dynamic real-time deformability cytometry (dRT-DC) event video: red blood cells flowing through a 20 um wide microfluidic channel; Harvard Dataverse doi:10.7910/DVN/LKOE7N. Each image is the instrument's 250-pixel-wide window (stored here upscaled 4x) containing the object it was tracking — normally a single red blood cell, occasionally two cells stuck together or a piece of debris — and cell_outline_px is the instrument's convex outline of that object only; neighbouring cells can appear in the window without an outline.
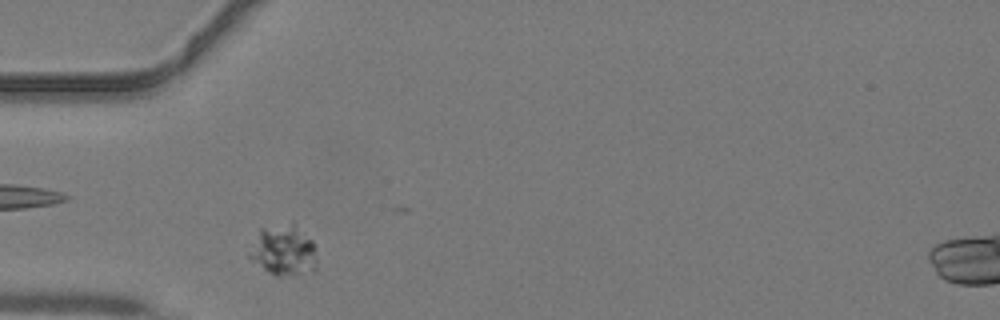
{"species": "common noctule bat (a hibernating species)", "species_latin": "Nyctalus noctula", "temperature_condition": "warm", "stored_images_in_passage": 33, "camera_frame_rate_fps": 3000, "um_per_image_px": 0.085, "animal": {"sex": "male", "body_mass_g": 19.2, "forearm_length_mm": 51.8}, "frame": {"image": 1, "passage_image": 1, "time_ms": 0.0, "image_size_px": [1000, 320], "cell_outline_px": [[316, 268], [296, 276], [276, 276], [268, 272], [252, 260], [248, 256], [260, 228], [292, 220], [312, 240], [316, 260]], "centroid_in_image_um": [24.12, 21.25], "position_along_channel_um": 60.9, "area_um2": 20.0}}
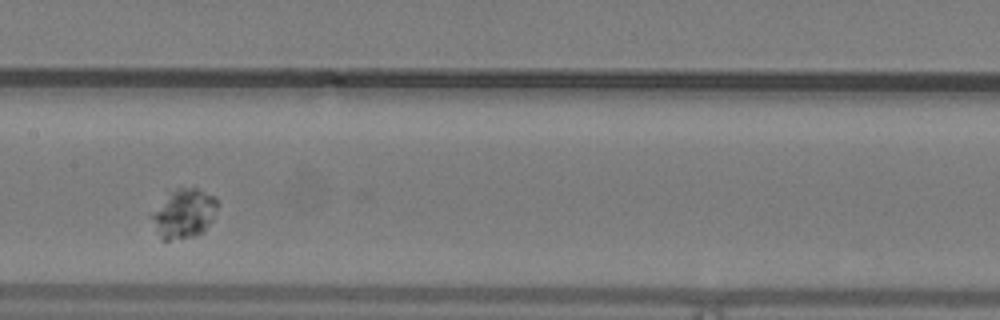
{"frame": {"image": 2, "passage_image": 10, "time_ms": 3.0, "image_size_px": [1000, 320], "cell_outline_px": [[220, 204], [212, 220], [204, 232], [192, 236], [168, 240], [164, 240], [156, 232], [152, 216], [152, 212], [180, 184], [196, 188], [216, 196]], "centroid_in_image_um": [15.71, 18.11], "position_along_channel_um": 191.7, "area_um2": 18.84}}
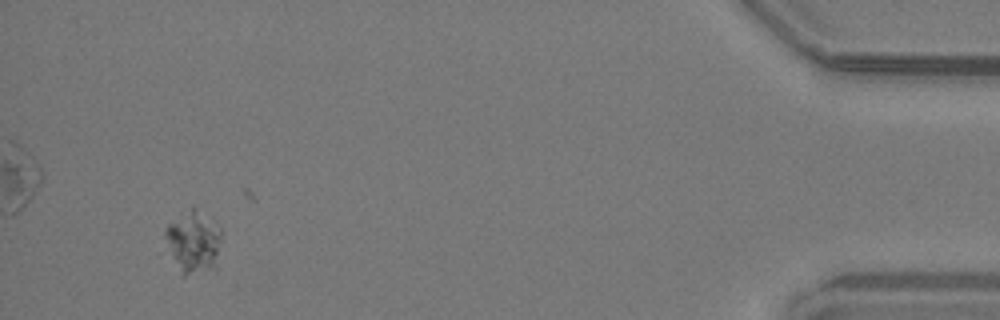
{"frame": {"image": 3, "passage_image": 30, "time_ms": 9.667, "image_size_px": [1000, 320], "cell_outline_px": [[220, 240], [216, 272], [184, 276], [180, 276], [160, 252], [164, 232], [168, 224], [192, 208], [196, 208], [220, 228]], "centroid_in_image_um": [16.3, 20.74], "position_along_channel_um": 418.9, "area_um2": 22.02}}